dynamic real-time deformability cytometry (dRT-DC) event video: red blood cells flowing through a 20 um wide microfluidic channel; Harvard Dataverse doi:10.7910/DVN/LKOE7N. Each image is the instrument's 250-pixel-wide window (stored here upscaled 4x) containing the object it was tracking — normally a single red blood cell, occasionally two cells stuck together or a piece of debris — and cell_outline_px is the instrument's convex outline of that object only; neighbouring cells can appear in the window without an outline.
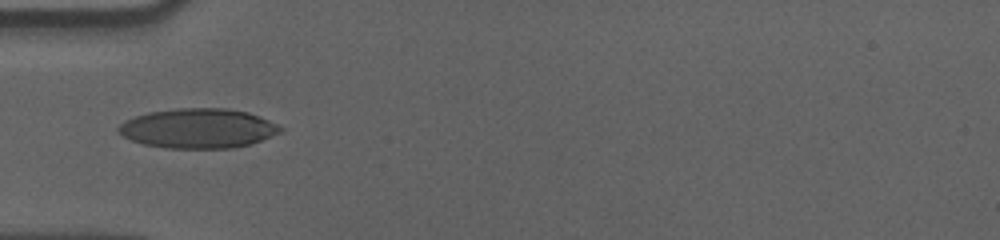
{"species": "human", "species_latin": "Homo sapiens", "temperature_condition": "cold", "stored_images_in_passage": 24, "camera_frame_rate_fps": 3000, "um_per_image_px": 0.085, "donor": {"sex": "male"}, "frame": {"image": 1, "passage_image": 1, "time_ms": 0.0, "image_size_px": [1000, 240], "cell_outline_px": [[284, 128], [280, 132], [260, 140], [248, 144], [232, 148], [164, 148], [144, 144], [132, 140], [116, 132], [116, 128], [124, 120], [148, 112], [176, 108], [228, 108], [248, 112], [260, 116]], "centroid_in_image_um": [16.8, 10.9], "position_along_channel_um": 68.2, "area_um2": 37.4}}
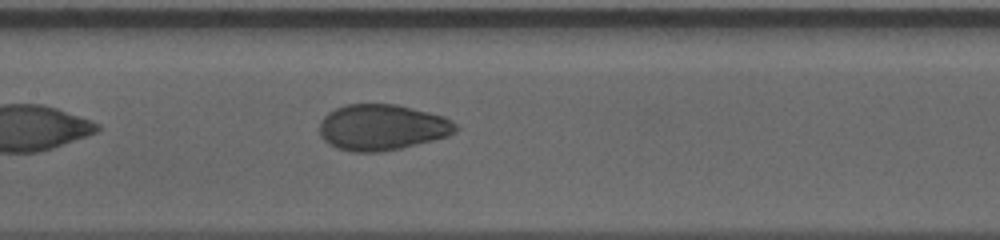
{"frame": {"image": 2, "passage_image": 10, "time_ms": 3.0, "image_size_px": [1000, 240], "cell_outline_px": [[460, 128], [456, 132], [448, 136], [400, 148], [380, 152], [352, 152], [336, 148], [328, 144], [320, 136], [320, 120], [328, 112], [344, 104], [396, 104], [444, 116], [452, 120]], "centroid_in_image_um": [32.46, 10.82], "position_along_channel_um": 174.9, "area_um2": 36.65}}
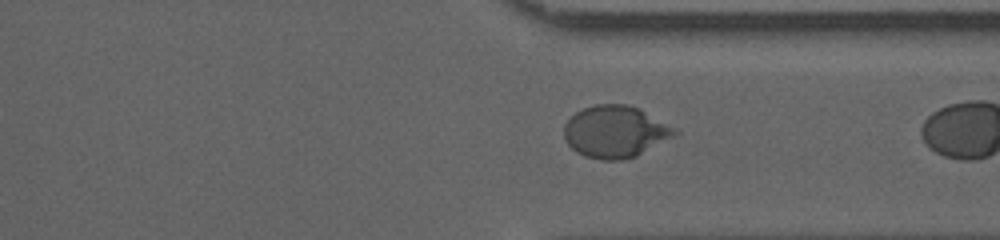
{"frame": {"image": 3, "passage_image": 23, "time_ms": 7.333, "image_size_px": [1000, 240], "cell_outline_px": [[680, 132], [636, 156], [624, 160], [600, 160], [584, 156], [576, 152], [564, 140], [564, 124], [576, 112], [584, 108], [596, 104], [628, 104], [640, 108], [680, 128]], "centroid_in_image_um": [52.33, 11.18], "position_along_channel_um": 359.1, "area_um2": 33.93}}